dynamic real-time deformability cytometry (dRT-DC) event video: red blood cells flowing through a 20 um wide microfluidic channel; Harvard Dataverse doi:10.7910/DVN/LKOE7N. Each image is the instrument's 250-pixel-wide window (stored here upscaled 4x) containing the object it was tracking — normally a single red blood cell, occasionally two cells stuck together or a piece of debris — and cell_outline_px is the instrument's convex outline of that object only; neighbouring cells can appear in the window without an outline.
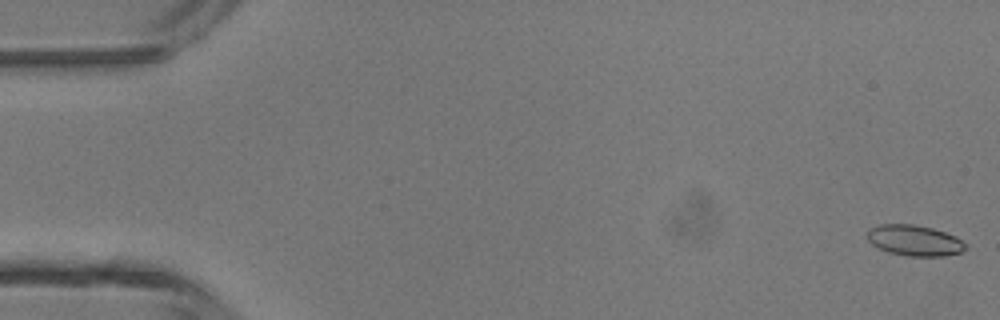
{"species": "common noctule bat (a hibernating species)", "species_latin": "Nyctalus noctula", "temperature_condition": "room temperature", "stored_images_in_passage": 47, "camera_frame_rate_fps": 3000, "um_per_image_px": 0.085, "animal": {"sex": "male", "body_mass_g": 13.3}, "frame": {"image": 1, "passage_image": 1, "time_ms": 0.0, "image_size_px": [1000, 320], "cell_outline_px": [[964, 248], [960, 252], [944, 256], [908, 256], [888, 252], [872, 244], [868, 240], [868, 228], [880, 224], [912, 224], [932, 228], [956, 236], [964, 244]], "centroid_in_image_um": [77.69, 20.43], "position_along_channel_um": 7.3, "area_um2": 17.4}}
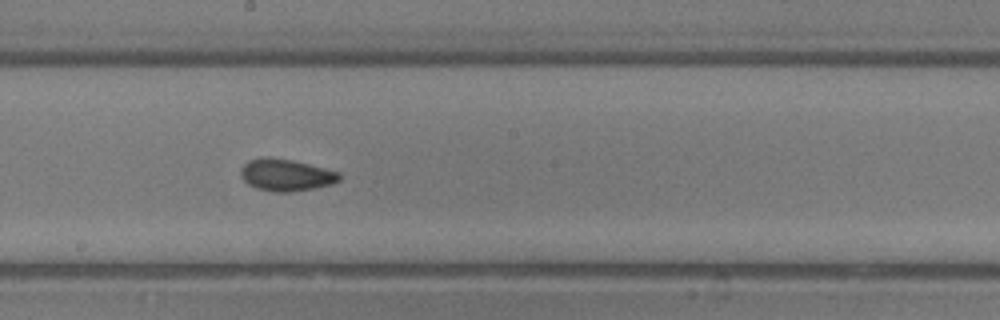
{"frame": {"image": 2, "passage_image": 26, "time_ms": 8.333, "image_size_px": [1000, 320], "cell_outline_px": [[340, 180], [332, 184], [292, 192], [276, 192], [256, 188], [248, 184], [240, 176], [240, 168], [248, 160], [260, 156], [268, 156], [292, 160], [340, 172]], "centroid_in_image_um": [24.27, 14.86], "position_along_channel_um": 223.9, "area_um2": 18.5}}
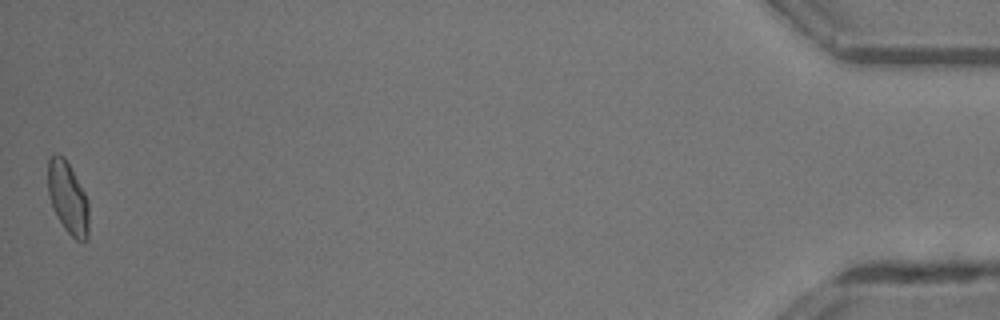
{"frame": {"image": 3, "passage_image": 47, "time_ms": 15.333, "image_size_px": [1000, 320], "cell_outline_px": [[88, 240], [76, 240], [64, 228], [56, 216], [52, 208], [48, 196], [48, 160], [56, 152], [64, 156], [84, 192], [88, 200]], "centroid_in_image_um": [5.75, 16.81], "position_along_channel_um": 429.4, "area_um2": 17.17}, "authors_computed_cell_mechanics": {"area_um2": 17.4556, "velocity_mm_per_s": 4.3809, "shape_relaxation_time_tau1_ms": 8.9403, "shape_relaxation_time_tau2_ms": 1.1634, "deformation_change_tau1": 0.2346, "deformation_change_tau2": 0.0615}}